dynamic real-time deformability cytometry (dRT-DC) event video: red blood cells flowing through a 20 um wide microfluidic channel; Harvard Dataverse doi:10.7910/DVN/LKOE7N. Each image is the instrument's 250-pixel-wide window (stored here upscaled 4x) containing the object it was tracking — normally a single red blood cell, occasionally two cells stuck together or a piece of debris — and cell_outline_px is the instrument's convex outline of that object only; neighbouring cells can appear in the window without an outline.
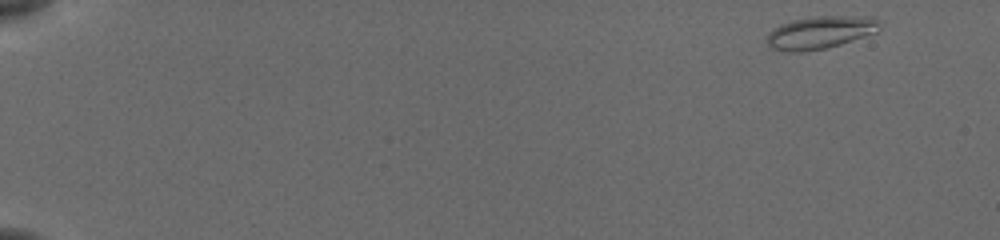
{"species": "common noctule bat (a hibernating species)", "species_latin": "Nyctalus noctula", "temperature_condition": "cold", "stored_images_in_passage": 52, "camera_frame_rate_fps": 3000, "um_per_image_px": 0.085, "animal": {"sex": "female", "body_mass_g": 19.5, "forearm_length_mm": 54.1}, "frame": {"image": 1, "passage_image": 1, "time_ms": 0.0, "image_size_px": [1000, 240], "cell_outline_px": [[880, 28], [876, 32], [828, 48], [804, 52], [784, 52], [768, 48], [768, 32], [772, 28], [780, 24], [792, 20], [820, 16], [872, 16], [880, 20]], "centroid_in_image_um": [69.7, 2.76], "position_along_channel_um": 15.3, "area_um2": 21.73}}
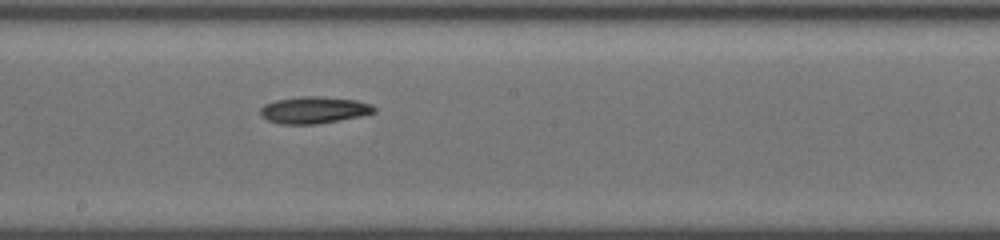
{"frame": {"image": 2, "passage_image": 30, "time_ms": 9.667, "image_size_px": [1000, 240], "cell_outline_px": [[376, 112], [360, 116], [316, 124], [284, 124], [268, 120], [260, 116], [260, 108], [264, 104], [276, 100], [300, 96], [324, 96], [356, 100], [372, 104], [376, 108]], "centroid_in_image_um": [26.69, 9.34], "position_along_channel_um": 221.5, "area_um2": 17.86}}
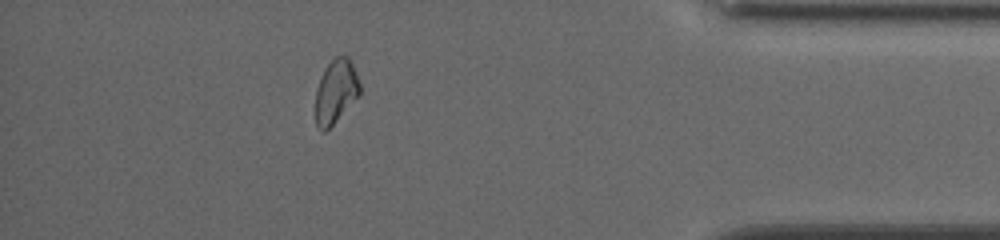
{"frame": {"image": 3, "passage_image": 47, "time_ms": 15.333, "image_size_px": [1000, 240], "cell_outline_px": [[360, 92], [332, 124], [324, 132], [320, 132], [316, 128], [316, 88], [324, 68], [336, 56], [348, 56], [352, 64], [360, 84]], "centroid_in_image_um": [28.5, 7.76], "position_along_channel_um": 406.7, "area_um2": 16.07}, "authors_computed_cell_mechanics": {"area_um2": 17.8024, "velocity_mm_per_s": 3.8322, "shape_relaxation_time_tau1_ms": 4.8149, "shape_relaxation_time_tau2_ms": null, "deformation_change_tau1": 0.1294, "deformation_change_tau2": null}}